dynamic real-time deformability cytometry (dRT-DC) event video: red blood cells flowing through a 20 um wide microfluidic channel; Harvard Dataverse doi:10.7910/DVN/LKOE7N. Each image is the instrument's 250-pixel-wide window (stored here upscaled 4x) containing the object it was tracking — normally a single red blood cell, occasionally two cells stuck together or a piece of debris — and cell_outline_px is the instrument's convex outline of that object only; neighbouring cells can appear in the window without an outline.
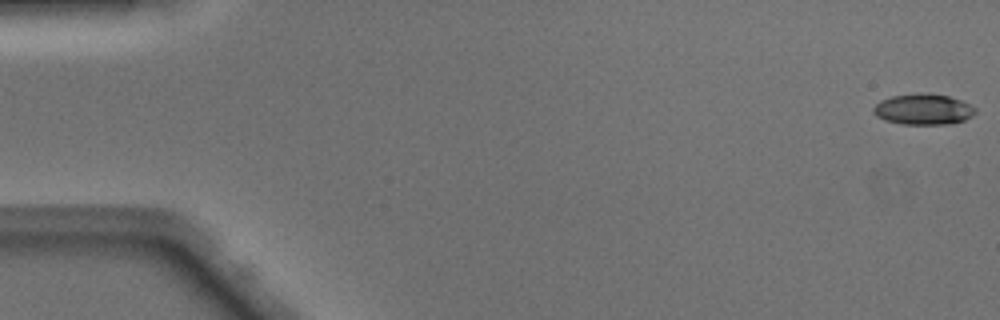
{"species": "Egyptian fruit bat (a non-hibernating species)", "species_latin": "Rousettus aegyptiacus", "temperature_condition": "warm", "stored_images_in_passage": 49, "camera_frame_rate_fps": 3000, "um_per_image_px": 0.085, "animal": {"sex": "male"}, "frame": {"image": 1, "passage_image": 1, "time_ms": 0.0, "image_size_px": [1000, 320], "cell_outline_px": [[976, 112], [972, 116], [964, 120], [948, 124], [904, 124], [884, 120], [876, 116], [872, 112], [872, 108], [880, 100], [892, 96], [924, 92], [928, 92], [948, 96], [960, 100], [976, 108]], "centroid_in_image_um": [78.46, 9.28], "position_along_channel_um": 6.5, "area_um2": 18.38}}
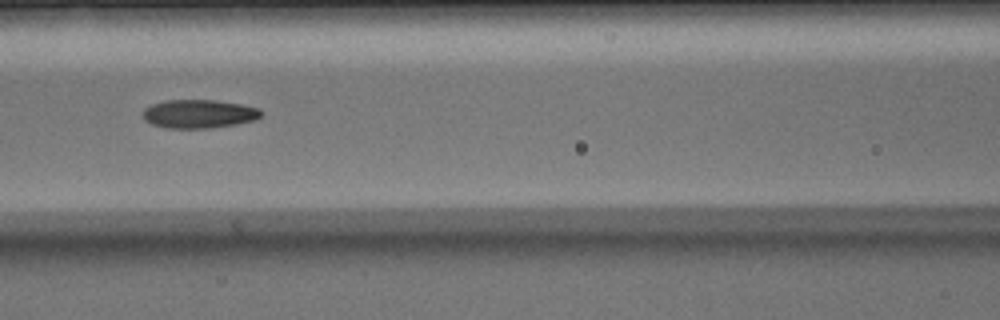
{"frame": {"image": 2, "passage_image": 22, "time_ms": 7.0, "image_size_px": [1000, 320], "cell_outline_px": [[264, 112], [256, 120], [236, 124], [212, 128], [164, 128], [152, 124], [144, 120], [144, 108], [152, 104], [164, 100], [216, 100], [240, 104], [260, 108]], "centroid_in_image_um": [16.93, 9.68], "position_along_channel_um": 149.7, "area_um2": 19.83}}
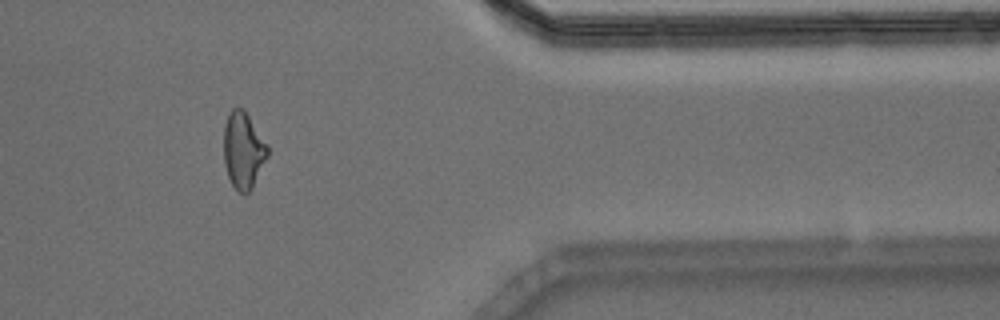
{"frame": {"image": 3, "passage_image": 41, "time_ms": 13.333, "image_size_px": [1000, 320], "cell_outline_px": [[268, 156], [252, 188], [244, 196], [232, 184], [228, 176], [224, 164], [224, 124], [232, 108], [244, 108], [268, 144]], "centroid_in_image_um": [20.69, 12.76], "position_along_channel_um": 390.7, "area_um2": 19.65}, "authors_computed_cell_mechanics": {"area_um2": 19.4208, "velocity_mm_per_s": 4.1417, "shape_relaxation_time_tau1_ms": 6.0364, "shape_relaxation_time_tau2_ms": 2.5684, "deformation_change_tau1": 0.2088, "deformation_change_tau2": 0.1113}}